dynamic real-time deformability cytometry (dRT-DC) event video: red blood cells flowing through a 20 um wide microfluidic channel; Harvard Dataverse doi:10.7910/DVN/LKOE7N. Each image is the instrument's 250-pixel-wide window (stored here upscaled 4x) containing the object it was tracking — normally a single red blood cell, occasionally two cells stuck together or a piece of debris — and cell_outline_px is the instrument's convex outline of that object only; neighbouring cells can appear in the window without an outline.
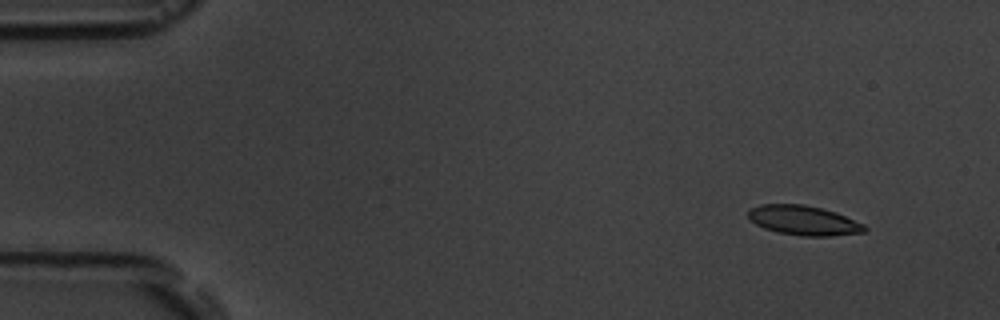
{"species": "common noctule bat (a hibernating species)", "species_latin": "Nyctalus noctula", "temperature_condition": "room temperature", "stored_images_in_passage": 4, "camera_frame_rate_fps": 3000, "um_per_image_px": 0.085, "animal": {"sex": "male", "body_mass_g": 19.5, "forearm_length_mm": 54.6}, "frame": {"image": 1, "passage_image": 1, "time_ms": 0.0, "image_size_px": [1000, 320], "cell_outline_px": [[868, 228], [864, 232], [828, 236], [800, 236], [780, 232], [764, 228], [756, 224], [748, 216], [748, 212], [752, 208], [760, 204], [804, 204], [836, 212], [864, 224]], "centroid_in_image_um": [68.33, 18.73], "position_along_channel_um": 16.7, "area_um2": 19.88}}